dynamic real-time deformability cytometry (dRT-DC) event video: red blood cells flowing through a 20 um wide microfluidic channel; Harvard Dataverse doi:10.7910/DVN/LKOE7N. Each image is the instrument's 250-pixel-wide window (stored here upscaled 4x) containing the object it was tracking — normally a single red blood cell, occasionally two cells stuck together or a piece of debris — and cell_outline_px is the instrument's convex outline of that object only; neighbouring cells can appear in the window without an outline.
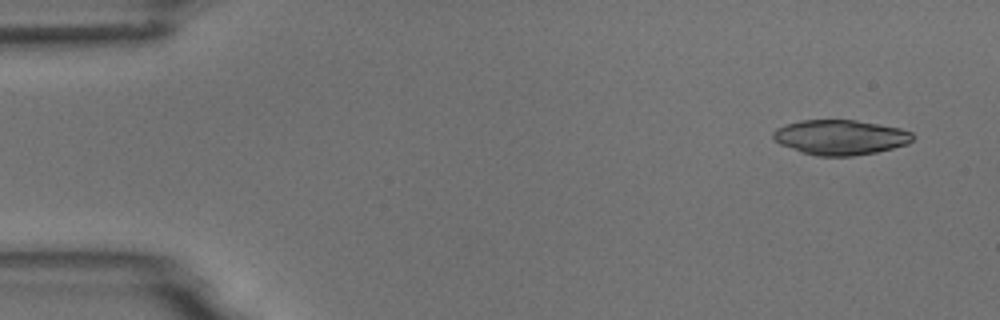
{"species": "common noctule bat (a hibernating species)", "species_latin": "Nyctalus noctula", "temperature_condition": "room temperature", "stored_images_in_passage": 7, "camera_frame_rate_fps": 3000, "um_per_image_px": 0.085, "animal": {"sex": "male", "body_mass_g": 18.8}, "frame": {"image": 1, "passage_image": 1, "time_ms": 0.0, "image_size_px": [1000, 320], "cell_outline_px": [[916, 136], [908, 144], [876, 152], [852, 156], [816, 156], [800, 152], [780, 144], [772, 136], [772, 132], [776, 128], [784, 124], [800, 120], [856, 120], [880, 124], [900, 128], [912, 132]], "centroid_in_image_um": [71.42, 11.67], "position_along_channel_um": 13.6, "area_um2": 28.67}}